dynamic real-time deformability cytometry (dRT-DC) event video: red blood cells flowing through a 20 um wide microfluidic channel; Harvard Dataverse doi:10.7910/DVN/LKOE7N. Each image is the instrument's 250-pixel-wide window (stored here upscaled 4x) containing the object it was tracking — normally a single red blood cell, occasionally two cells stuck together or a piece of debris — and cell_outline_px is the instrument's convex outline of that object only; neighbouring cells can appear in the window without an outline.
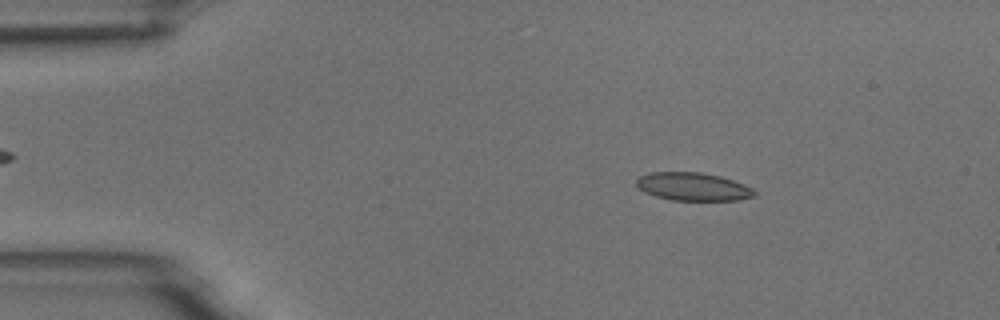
{"species": "common noctule bat (a hibernating species)", "species_latin": "Nyctalus noctula", "temperature_condition": "room temperature", "stored_images_in_passage": 4, "camera_frame_rate_fps": 3000, "um_per_image_px": 0.085, "animal": {"sex": "male", "body_mass_g": 18.8}, "frame": {"image": 1, "passage_image": 2, "time_ms": 1.333, "image_size_px": [1000, 320], "cell_outline_px": [[756, 196], [740, 200], [672, 200], [656, 196], [644, 192], [636, 184], [636, 180], [640, 176], [652, 172], [700, 172], [720, 176], [744, 184], [752, 188], [756, 192]], "centroid_in_image_um": [58.93, 15.86], "position_along_channel_um": 26.1, "area_um2": 19.25}}